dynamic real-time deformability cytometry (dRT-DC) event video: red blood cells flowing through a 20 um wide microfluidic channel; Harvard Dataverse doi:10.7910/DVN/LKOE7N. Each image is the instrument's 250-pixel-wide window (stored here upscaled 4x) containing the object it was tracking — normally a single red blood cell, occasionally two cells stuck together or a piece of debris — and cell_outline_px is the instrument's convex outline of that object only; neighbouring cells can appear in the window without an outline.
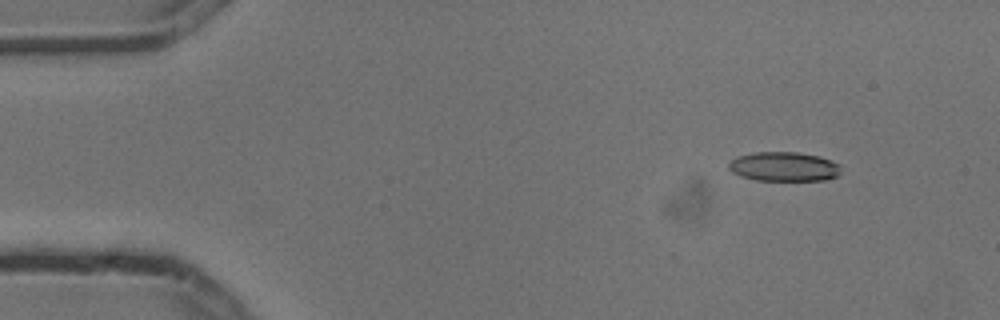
{"species": "common noctule bat (a hibernating species)", "species_latin": "Nyctalus noctula", "temperature_condition": "cold", "stored_images_in_passage": 4, "camera_frame_rate_fps": 3000, "um_per_image_px": 0.085, "animal": {"sex": "male", "body_mass_g": 13.3}, "frame": {"image": 1, "passage_image": 2, "time_ms": 0.333, "image_size_px": [1000, 320], "cell_outline_px": [[840, 172], [836, 176], [824, 180], [756, 180], [740, 176], [732, 172], [728, 168], [728, 164], [736, 156], [756, 152], [800, 152], [820, 156], [840, 164]], "centroid_in_image_um": [66.62, 14.15], "position_along_channel_um": 18.4, "area_um2": 19.25}}